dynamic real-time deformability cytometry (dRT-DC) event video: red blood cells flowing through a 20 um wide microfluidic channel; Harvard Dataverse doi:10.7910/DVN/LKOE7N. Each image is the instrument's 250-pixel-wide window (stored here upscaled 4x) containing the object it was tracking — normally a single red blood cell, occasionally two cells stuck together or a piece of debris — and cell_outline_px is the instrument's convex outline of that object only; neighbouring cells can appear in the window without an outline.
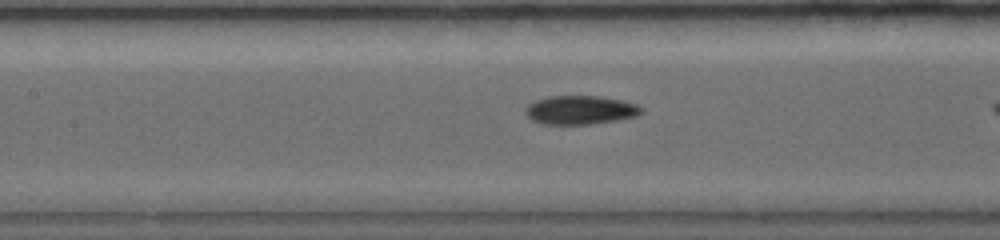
{"species": "common noctule bat (a hibernating species)", "species_latin": "Nyctalus noctula", "temperature_condition": "warm", "stored_images_in_passage": 23, "camera_frame_rate_fps": 5000, "um_per_image_px": 0.085, "animal": {"sex": "female", "body_mass_g": 19.0, "forearm_length_mm": 56.7}, "frame": {"image": 1, "passage_image": 7, "time_ms": 3.2, "image_size_px": [1000, 240], "cell_outline_px": [[644, 112], [636, 116], [616, 120], [592, 124], [544, 124], [532, 120], [524, 112], [524, 108], [528, 104], [536, 100], [548, 96], [600, 96], [620, 100], [636, 104], [644, 108]], "centroid_in_image_um": [49.32, 9.35], "position_along_channel_um": 158.1, "area_um2": 19.48}}
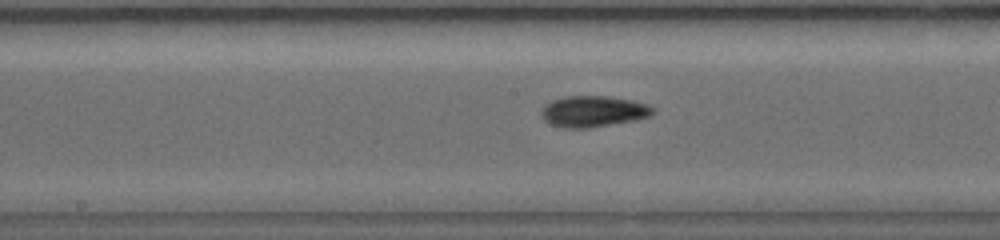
{"frame": {"image": 2, "passage_image": 10, "time_ms": 4.2, "image_size_px": [1000, 240], "cell_outline_px": [[656, 112], [652, 116], [636, 120], [588, 128], [560, 128], [544, 120], [540, 116], [540, 112], [544, 104], [552, 100], [564, 96], [608, 96], [632, 100], [648, 104], [656, 108]], "centroid_in_image_um": [50.44, 9.47], "position_along_channel_um": 197.8, "area_um2": 20.63}}